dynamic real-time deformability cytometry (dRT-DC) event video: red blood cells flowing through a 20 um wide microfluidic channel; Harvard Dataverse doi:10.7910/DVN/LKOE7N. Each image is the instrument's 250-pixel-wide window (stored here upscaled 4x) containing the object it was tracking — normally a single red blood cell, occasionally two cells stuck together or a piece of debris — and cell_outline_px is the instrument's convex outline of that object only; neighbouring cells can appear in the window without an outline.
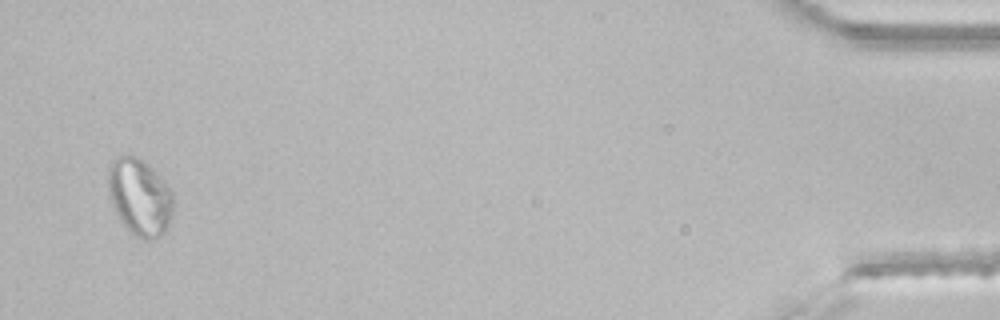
{"species": "common noctule bat (a hibernating species)", "species_latin": "Nyctalus noctula", "temperature_condition": "room temperature", "stored_images_in_passage": 45, "segment_of_instrument_passage": [2, 2], "camera_frame_rate_fps": 3000, "um_per_image_px": 0.085, "animal": {"sex": "male", "body_mass_g": 21.5, "forearm_length_mm": 52.0}, "frame": {"image": 1, "passage_image": 44, "time_ms": 14.333, "image_size_px": [1000, 320], "cell_outline_px": [[172, 212], [168, 224], [164, 232], [160, 236], [152, 240], [144, 240], [128, 232], [120, 220], [112, 204], [108, 192], [108, 168], [120, 156], [136, 156], [152, 168], [164, 180], [172, 192]], "centroid_in_image_um": [11.87, 16.78], "position_along_channel_um": 423.3, "area_um2": 28.96}}